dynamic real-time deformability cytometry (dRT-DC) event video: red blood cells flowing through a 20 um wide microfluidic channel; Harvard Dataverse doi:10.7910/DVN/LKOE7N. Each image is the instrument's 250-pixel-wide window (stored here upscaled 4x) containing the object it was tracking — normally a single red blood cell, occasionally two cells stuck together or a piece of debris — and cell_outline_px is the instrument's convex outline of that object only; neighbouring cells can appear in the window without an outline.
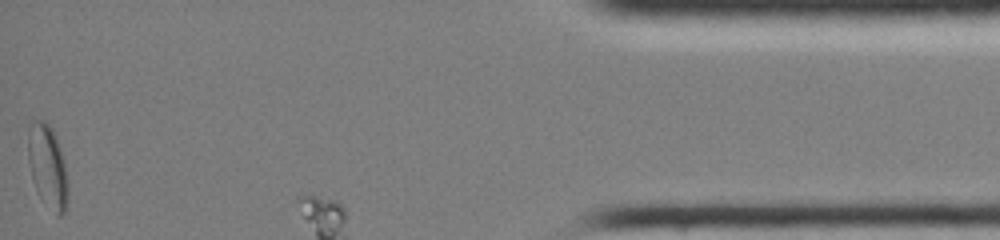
{"species": "common noctule bat (a hibernating species)", "species_latin": "Nyctalus noctula", "temperature_condition": "room temperature", "stored_images_in_passage": 30, "segment_of_instrument_passage": [2, 2], "camera_frame_rate_fps": 3000, "um_per_image_px": 0.085, "animal": {"sex": "female", "body_mass_g": 19.0, "forearm_length_mm": 51.5}, "frame": {"image": 1, "passage_image": 30, "time_ms": 9.667, "image_size_px": [1000, 240], "cell_outline_px": [[68, 204], [64, 212], [60, 216], [56, 216], [36, 192], [32, 180], [28, 160], [28, 132], [32, 124], [36, 120], [44, 120], [52, 128], [56, 136], [60, 148], [64, 164], [68, 184]], "centroid_in_image_um": [4.05, 14.2], "position_along_channel_um": 431.1, "area_um2": 19.42}}